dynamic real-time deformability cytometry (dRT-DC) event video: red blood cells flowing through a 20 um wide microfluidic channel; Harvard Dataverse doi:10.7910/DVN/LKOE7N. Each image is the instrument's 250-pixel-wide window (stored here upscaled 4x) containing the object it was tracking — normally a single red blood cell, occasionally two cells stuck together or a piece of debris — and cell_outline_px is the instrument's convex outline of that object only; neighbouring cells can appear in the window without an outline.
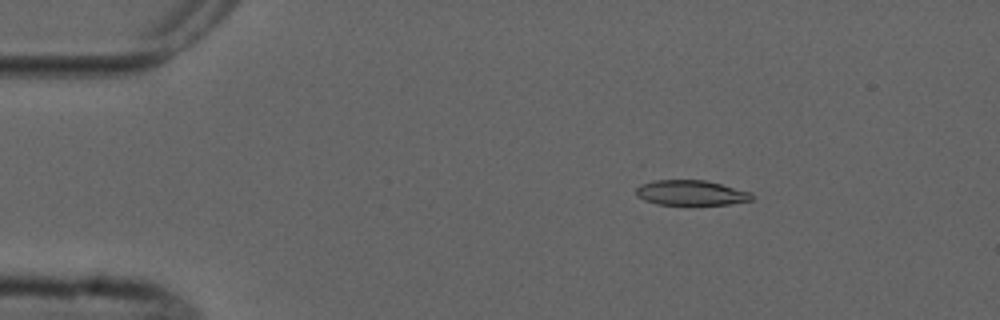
{"species": "common noctule bat (a hibernating species)", "species_latin": "Nyctalus noctula", "temperature_condition": "cold", "stored_images_in_passage": 5, "camera_frame_rate_fps": 3000, "um_per_image_px": 0.085, "animal": {"sex": "male", "forearm_length_mm": 52.5}, "frame": {"image": 1, "passage_image": 3, "time_ms": 2.333, "image_size_px": [1000, 320], "cell_outline_px": [[752, 200], [728, 204], [656, 204], [644, 200], [636, 196], [636, 188], [640, 184], [656, 180], [704, 180], [752, 192]], "centroid_in_image_um": [58.7, 16.38], "position_along_channel_um": 26.3, "area_um2": 16.76}}